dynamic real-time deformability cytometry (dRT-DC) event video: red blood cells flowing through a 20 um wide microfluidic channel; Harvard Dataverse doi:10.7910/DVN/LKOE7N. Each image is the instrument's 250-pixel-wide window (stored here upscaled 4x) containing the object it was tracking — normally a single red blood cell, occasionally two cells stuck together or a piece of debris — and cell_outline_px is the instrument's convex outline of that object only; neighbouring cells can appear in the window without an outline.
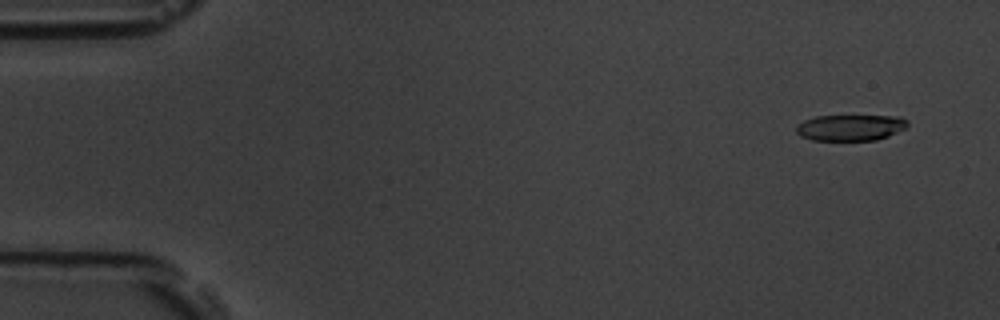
{"species": "common noctule bat (a hibernating species)", "species_latin": "Nyctalus noctula", "temperature_condition": "room temperature", "stored_images_in_passage": 57, "camera_frame_rate_fps": 3000, "um_per_image_px": 0.085, "animal": {"sex": "male", "body_mass_g": 19.5, "forearm_length_mm": 54.6}, "frame": {"image": 1, "passage_image": 4, "time_ms": 1.0, "image_size_px": [1000, 320], "cell_outline_px": [[908, 124], [904, 128], [888, 136], [876, 140], [812, 140], [800, 136], [796, 132], [796, 124], [804, 120], [816, 116], [900, 116], [908, 120]], "centroid_in_image_um": [72.26, 10.84], "position_along_channel_um": 12.7, "area_um2": 16.94}}
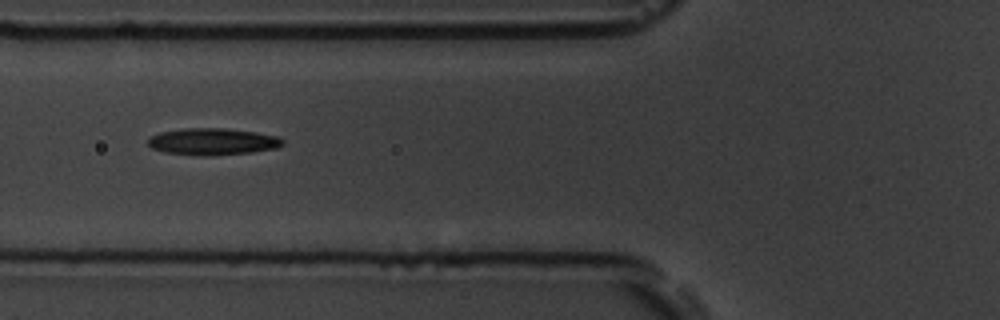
{"frame": {"image": 2, "passage_image": 22, "time_ms": 7.0, "image_size_px": [1000, 320], "cell_outline_px": [[284, 144], [276, 148], [252, 152], [212, 156], [204, 156], [164, 152], [152, 148], [148, 144], [148, 140], [152, 136], [160, 132], [184, 128], [224, 128], [256, 132], [276, 136], [284, 140]], "centroid_in_image_um": [18.09, 12.04], "position_along_channel_um": 107.7, "area_um2": 21.04}}
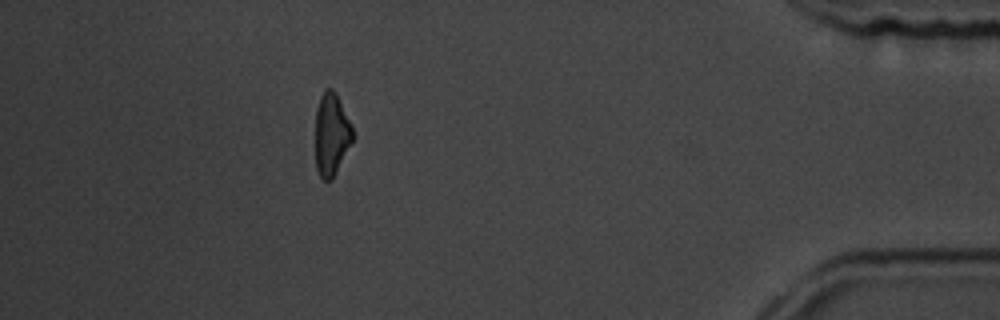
{"frame": {"image": 3, "passage_image": 51, "time_ms": 16.667, "image_size_px": [1000, 320], "cell_outline_px": [[352, 140], [332, 180], [324, 180], [320, 176], [316, 168], [316, 108], [320, 96], [324, 88], [332, 88], [336, 92], [352, 124]], "centroid_in_image_um": [28.16, 11.37], "position_along_channel_um": 407.0, "area_um2": 17.86}, "authors_computed_cell_mechanics": {"area_um2": 19.1896, "velocity_mm_per_s": 3.6248, "shape_relaxation_time_tau1_ms": 5.0421, "shape_relaxation_time_tau2_ms": null, "deformation_change_tau1": 0.1725, "deformation_change_tau2": null}}